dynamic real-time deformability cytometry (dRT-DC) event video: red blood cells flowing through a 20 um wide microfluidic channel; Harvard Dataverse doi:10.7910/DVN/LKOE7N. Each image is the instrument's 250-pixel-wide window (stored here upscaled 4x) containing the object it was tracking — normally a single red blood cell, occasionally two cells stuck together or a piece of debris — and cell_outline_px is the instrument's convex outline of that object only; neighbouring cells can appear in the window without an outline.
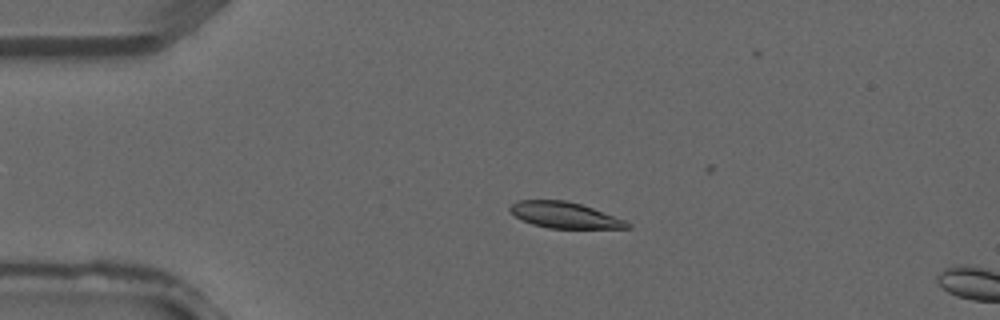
{"species": "common noctule bat (a hibernating species)", "species_latin": "Nyctalus noctula", "temperature_condition": "warm", "stored_images_in_passage": 3, "camera_frame_rate_fps": 3000, "um_per_image_px": 0.085, "animal": {"sex": "male", "forearm_length_mm": 52.5}, "frame": {"image": 1, "passage_image": 2, "time_ms": 0.333, "image_size_px": [1000, 320], "cell_outline_px": [[632, 228], [548, 228], [532, 224], [516, 216], [508, 208], [516, 200], [564, 200], [580, 204], [628, 220], [632, 224]], "centroid_in_image_um": [48.05, 18.28], "position_along_channel_um": 37.0, "area_um2": 17.74}}